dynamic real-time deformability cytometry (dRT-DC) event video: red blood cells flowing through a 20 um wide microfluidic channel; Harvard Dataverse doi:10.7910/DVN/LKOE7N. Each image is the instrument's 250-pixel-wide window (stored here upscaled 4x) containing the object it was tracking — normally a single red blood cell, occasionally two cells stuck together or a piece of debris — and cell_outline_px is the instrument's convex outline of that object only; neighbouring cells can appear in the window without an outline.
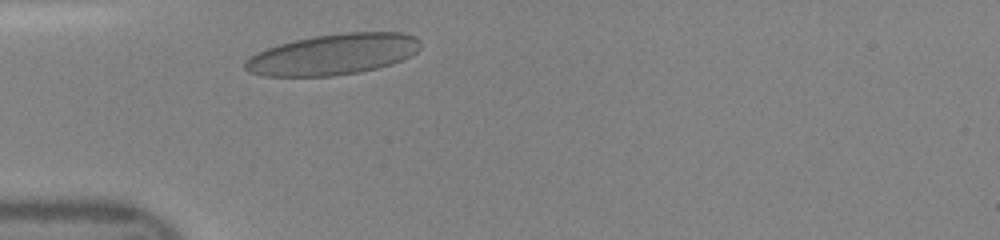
{"species": "human", "species_latin": "Homo sapiens", "temperature_condition": "room temperature", "stored_images_in_passage": 36, "camera_frame_rate_fps": 3000, "um_per_image_px": 0.085, "donor": {"sex": "female"}, "frame": {"image": 1, "passage_image": 3, "time_ms": 0.667, "image_size_px": [1000, 240], "cell_outline_px": [[420, 48], [412, 56], [392, 64], [360, 72], [332, 76], [264, 76], [248, 72], [244, 68], [244, 60], [256, 52], [280, 44], [296, 40], [316, 36], [344, 32], [404, 32], [416, 36], [420, 40]], "centroid_in_image_um": [28.34, 4.62], "position_along_channel_um": 56.7, "area_um2": 41.96}}
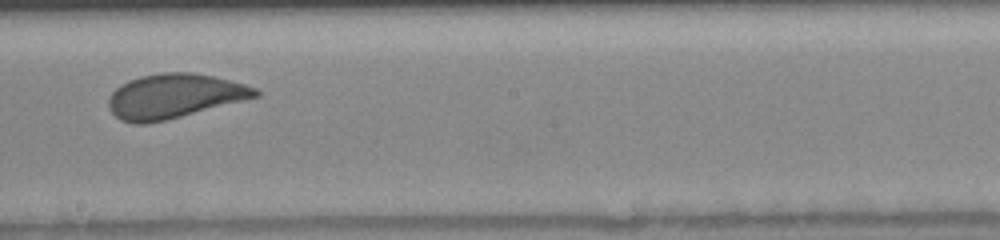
{"frame": {"image": 2, "passage_image": 16, "time_ms": 5.0, "image_size_px": [1000, 240], "cell_outline_px": [[260, 96], [164, 120], [144, 124], [132, 124], [120, 120], [108, 108], [108, 96], [120, 84], [128, 80], [140, 76], [160, 72], [192, 72], [212, 76], [244, 84], [256, 88], [260, 92]], "centroid_in_image_um": [14.76, 8.16], "position_along_channel_um": 233.4, "area_um2": 37.86}}
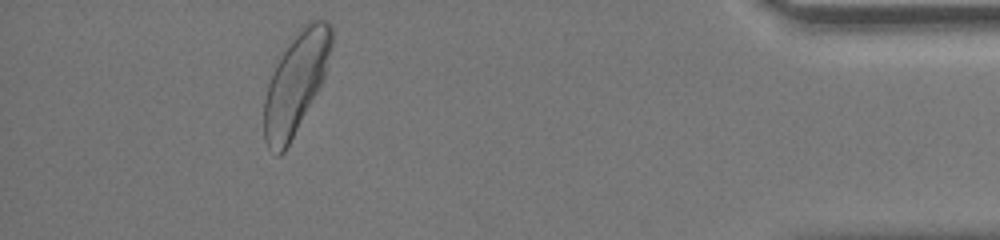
{"frame": {"image": 3, "passage_image": 32, "time_ms": 10.333, "image_size_px": [1000, 240], "cell_outline_px": [[332, 48], [324, 76], [316, 92], [284, 152], [280, 156], [276, 156], [268, 148], [264, 140], [264, 100], [268, 84], [272, 72], [284, 52], [292, 40], [304, 24], [308, 20], [324, 20], [332, 28]], "centroid_in_image_um": [25.12, 7.07], "position_along_channel_um": 410.1, "area_um2": 38.49}}